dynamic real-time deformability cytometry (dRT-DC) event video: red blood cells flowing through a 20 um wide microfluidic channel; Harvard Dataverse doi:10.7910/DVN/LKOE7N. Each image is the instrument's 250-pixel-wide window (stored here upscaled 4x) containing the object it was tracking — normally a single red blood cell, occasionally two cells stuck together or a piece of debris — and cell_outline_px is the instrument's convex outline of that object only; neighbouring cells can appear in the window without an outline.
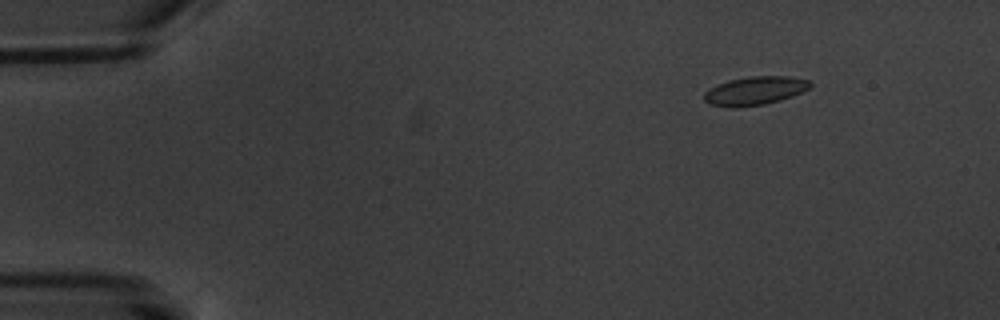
{"species": "common noctule bat (a hibernating species)", "species_latin": "Nyctalus noctula", "temperature_condition": "warm", "stored_images_in_passage": 7, "camera_frame_rate_fps": 3000, "um_per_image_px": 0.085, "animal": {"sex": "male", "body_mass_g": 20.1, "forearm_length_mm": 53.5}, "frame": {"image": 1, "passage_image": 3, "time_ms": 2.0, "image_size_px": [1000, 320], "cell_outline_px": [[812, 84], [808, 88], [792, 96], [780, 100], [764, 104], [732, 108], [708, 104], [704, 100], [704, 92], [728, 80], [748, 76], [788, 76], [812, 80]], "centroid_in_image_um": [64.17, 7.71], "position_along_channel_um": 20.8, "area_um2": 17.57}}